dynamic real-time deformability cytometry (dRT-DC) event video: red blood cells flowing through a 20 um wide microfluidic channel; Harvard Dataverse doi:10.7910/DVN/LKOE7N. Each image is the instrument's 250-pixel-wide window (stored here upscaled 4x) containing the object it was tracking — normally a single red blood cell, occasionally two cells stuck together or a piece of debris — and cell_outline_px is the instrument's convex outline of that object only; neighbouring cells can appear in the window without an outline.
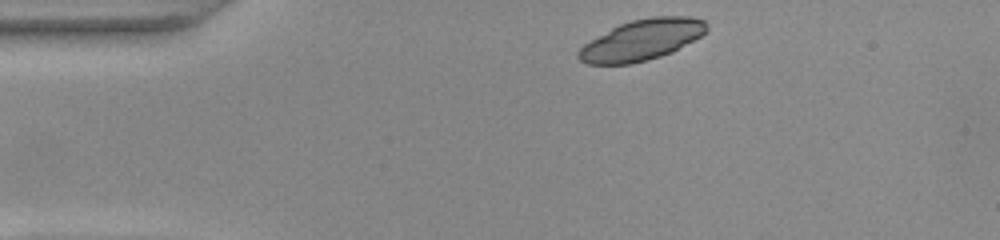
{"species": "common noctule bat (a hibernating species)", "species_latin": "Nyctalus noctula", "temperature_condition": "warm", "stored_images_in_passage": 44, "camera_frame_rate_fps": 3000, "um_per_image_px": 0.085, "animal": {"sex": "female", "body_mass_g": 22.0, "forearm_length_mm": 56.7}, "frame": {"image": 1, "passage_image": 1, "time_ms": 0.0, "image_size_px": [1000, 240], "cell_outline_px": [[708, 28], [700, 36], [672, 52], [660, 56], [632, 64], [588, 64], [580, 60], [576, 56], [576, 52], [584, 44], [612, 28], [620, 24], [632, 20], [652, 16], [688, 16], [704, 20], [708, 24]], "centroid_in_image_um": [54.54, 3.39], "position_along_channel_um": 30.5, "area_um2": 30.23}}